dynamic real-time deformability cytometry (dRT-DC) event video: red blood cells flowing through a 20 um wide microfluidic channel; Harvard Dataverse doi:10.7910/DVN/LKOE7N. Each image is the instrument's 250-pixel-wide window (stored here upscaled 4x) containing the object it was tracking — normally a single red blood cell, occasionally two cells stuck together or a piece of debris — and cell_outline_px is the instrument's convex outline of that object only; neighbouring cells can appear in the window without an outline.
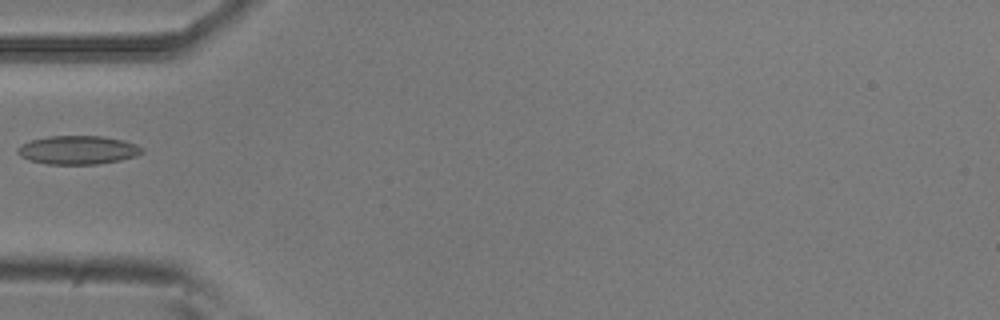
{"species": "common noctule bat (a hibernating species)", "species_latin": "Nyctalus noctula", "temperature_condition": "room temperature", "stored_images_in_passage": 37, "camera_frame_rate_fps": 3000, "um_per_image_px": 0.085, "animal": {"sex": "male", "body_mass_g": 20.5, "forearm_length_mm": 52.5}, "frame": {"image": 1, "passage_image": 1, "time_ms": 0.0, "image_size_px": [1000, 320], "cell_outline_px": [[144, 152], [136, 156], [120, 160], [96, 164], [48, 164], [28, 160], [20, 156], [16, 152], [16, 148], [20, 144], [32, 140], [48, 136], [100, 136], [124, 140], [136, 144], [144, 148]], "centroid_in_image_um": [6.61, 12.75], "position_along_channel_um": 78.4, "area_um2": 20.87}}
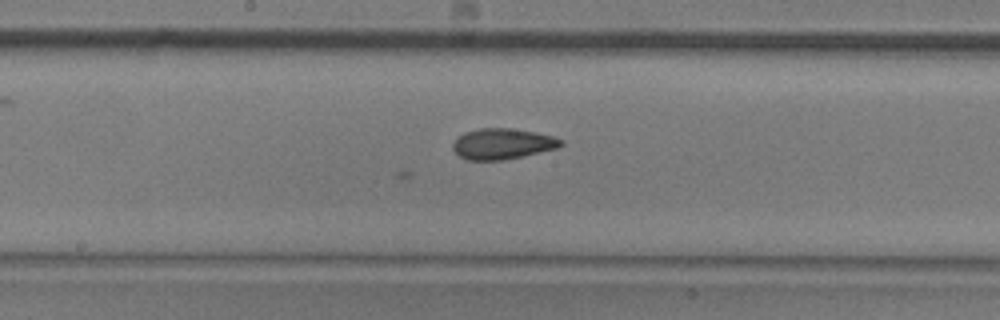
{"frame": {"image": 2, "passage_image": 11, "time_ms": 3.333, "image_size_px": [1000, 320], "cell_outline_px": [[564, 144], [556, 148], [520, 156], [500, 160], [468, 160], [460, 156], [452, 148], [452, 144], [464, 132], [480, 128], [508, 128], [536, 132], [552, 136], [564, 140]], "centroid_in_image_um": [42.71, 12.21], "position_along_channel_um": 205.5, "area_um2": 19.07}}
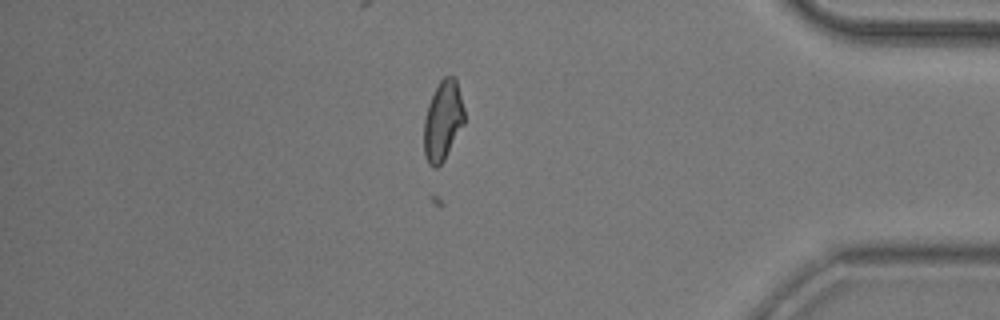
{"frame": {"image": 3, "passage_image": 29, "time_ms": 9.333, "image_size_px": [1000, 320], "cell_outline_px": [[464, 124], [444, 160], [436, 168], [432, 168], [428, 164], [424, 156], [424, 120], [428, 104], [440, 80], [444, 76], [456, 76], [464, 108]], "centroid_in_image_um": [37.64, 10.26], "position_along_channel_um": 397.6, "area_um2": 18.9}}